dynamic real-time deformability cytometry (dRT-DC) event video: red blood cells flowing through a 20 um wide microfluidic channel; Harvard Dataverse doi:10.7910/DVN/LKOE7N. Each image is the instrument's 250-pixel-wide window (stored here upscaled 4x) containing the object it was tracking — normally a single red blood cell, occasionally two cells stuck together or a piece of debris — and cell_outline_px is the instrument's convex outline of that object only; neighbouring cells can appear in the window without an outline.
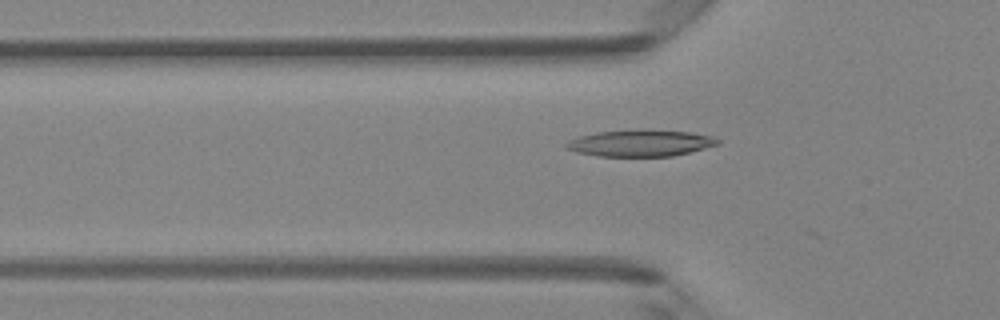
{"species": "Egyptian fruit bat (a non-hibernating species)", "species_latin": "Rousettus aegyptiacus", "temperature_condition": "room temperature", "stored_images_in_passage": 17, "camera_frame_rate_fps": 3000, "um_per_image_px": 0.085, "animal": {"sex": "female"}, "frame": {"image": 1, "passage_image": 16, "time_ms": 5.0, "image_size_px": [1000, 320], "cell_outline_px": [[720, 144], [672, 156], [600, 156], [576, 152], [564, 148], [564, 144], [568, 140], [580, 136], [596, 132], [688, 132], [712, 136], [720, 140]], "centroid_in_image_um": [54.39, 12.21], "position_along_channel_um": 71.4, "area_um2": 22.37}}